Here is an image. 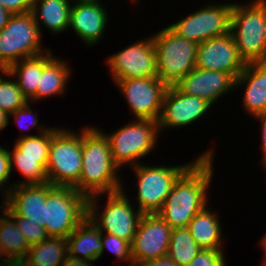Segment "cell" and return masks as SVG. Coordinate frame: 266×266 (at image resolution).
<instances>
[{
  "instance_id": "6da1fadb",
  "label": "cell",
  "mask_w": 266,
  "mask_h": 266,
  "mask_svg": "<svg viewBox=\"0 0 266 266\" xmlns=\"http://www.w3.org/2000/svg\"><path fill=\"white\" fill-rule=\"evenodd\" d=\"M213 148L198 155L175 181L171 193L158 212L173 228L187 227L191 219L208 201L214 170Z\"/></svg>"
},
{
  "instance_id": "7a4b0ae2",
  "label": "cell",
  "mask_w": 266,
  "mask_h": 266,
  "mask_svg": "<svg viewBox=\"0 0 266 266\" xmlns=\"http://www.w3.org/2000/svg\"><path fill=\"white\" fill-rule=\"evenodd\" d=\"M121 171L113 162L110 143L102 129L82 128V169L79 192L87 198L123 189Z\"/></svg>"
},
{
  "instance_id": "3957f363",
  "label": "cell",
  "mask_w": 266,
  "mask_h": 266,
  "mask_svg": "<svg viewBox=\"0 0 266 266\" xmlns=\"http://www.w3.org/2000/svg\"><path fill=\"white\" fill-rule=\"evenodd\" d=\"M252 1L233 2L231 13L230 32L245 64L266 62V0Z\"/></svg>"
},
{
  "instance_id": "277c9868",
  "label": "cell",
  "mask_w": 266,
  "mask_h": 266,
  "mask_svg": "<svg viewBox=\"0 0 266 266\" xmlns=\"http://www.w3.org/2000/svg\"><path fill=\"white\" fill-rule=\"evenodd\" d=\"M101 195L88 198V217L102 233L115 235L132 244L143 213L138 209L135 210L124 188L106 193L107 200L102 206V211L98 203L101 202L98 201L101 200Z\"/></svg>"
},
{
  "instance_id": "5b68a950",
  "label": "cell",
  "mask_w": 266,
  "mask_h": 266,
  "mask_svg": "<svg viewBox=\"0 0 266 266\" xmlns=\"http://www.w3.org/2000/svg\"><path fill=\"white\" fill-rule=\"evenodd\" d=\"M158 78L168 86L178 83L196 67L199 44L176 34L169 26L152 36Z\"/></svg>"
},
{
  "instance_id": "8992f818",
  "label": "cell",
  "mask_w": 266,
  "mask_h": 266,
  "mask_svg": "<svg viewBox=\"0 0 266 266\" xmlns=\"http://www.w3.org/2000/svg\"><path fill=\"white\" fill-rule=\"evenodd\" d=\"M58 128L51 136L46 166L48 182L53 186H70L79 192L82 169V129L77 133Z\"/></svg>"
},
{
  "instance_id": "52a82bcc",
  "label": "cell",
  "mask_w": 266,
  "mask_h": 266,
  "mask_svg": "<svg viewBox=\"0 0 266 266\" xmlns=\"http://www.w3.org/2000/svg\"><path fill=\"white\" fill-rule=\"evenodd\" d=\"M88 216V198L70 186H53L46 196L45 231L48 237L68 236Z\"/></svg>"
},
{
  "instance_id": "ba28073f",
  "label": "cell",
  "mask_w": 266,
  "mask_h": 266,
  "mask_svg": "<svg viewBox=\"0 0 266 266\" xmlns=\"http://www.w3.org/2000/svg\"><path fill=\"white\" fill-rule=\"evenodd\" d=\"M104 134L110 143L114 164L122 169L126 164L130 167L140 164L139 159L149 155L157 146L160 131L157 121L136 119L113 133Z\"/></svg>"
},
{
  "instance_id": "9c48e42d",
  "label": "cell",
  "mask_w": 266,
  "mask_h": 266,
  "mask_svg": "<svg viewBox=\"0 0 266 266\" xmlns=\"http://www.w3.org/2000/svg\"><path fill=\"white\" fill-rule=\"evenodd\" d=\"M41 39L39 27L31 12L12 14L0 30V66L7 70L24 58L48 51L49 47L43 48Z\"/></svg>"
},
{
  "instance_id": "30bf717a",
  "label": "cell",
  "mask_w": 266,
  "mask_h": 266,
  "mask_svg": "<svg viewBox=\"0 0 266 266\" xmlns=\"http://www.w3.org/2000/svg\"><path fill=\"white\" fill-rule=\"evenodd\" d=\"M177 166L144 165V162L131 167L136 175L137 209L143 214L158 213L171 193L175 181L193 163Z\"/></svg>"
},
{
  "instance_id": "8fae6325",
  "label": "cell",
  "mask_w": 266,
  "mask_h": 266,
  "mask_svg": "<svg viewBox=\"0 0 266 266\" xmlns=\"http://www.w3.org/2000/svg\"><path fill=\"white\" fill-rule=\"evenodd\" d=\"M233 3H209L168 25L176 34L197 44L230 32Z\"/></svg>"
},
{
  "instance_id": "7c38bea8",
  "label": "cell",
  "mask_w": 266,
  "mask_h": 266,
  "mask_svg": "<svg viewBox=\"0 0 266 266\" xmlns=\"http://www.w3.org/2000/svg\"><path fill=\"white\" fill-rule=\"evenodd\" d=\"M112 81L158 77L156 52L150 36L107 57Z\"/></svg>"
},
{
  "instance_id": "4fadbf2b",
  "label": "cell",
  "mask_w": 266,
  "mask_h": 266,
  "mask_svg": "<svg viewBox=\"0 0 266 266\" xmlns=\"http://www.w3.org/2000/svg\"><path fill=\"white\" fill-rule=\"evenodd\" d=\"M135 119L157 121L160 118L168 85L158 77L114 81Z\"/></svg>"
},
{
  "instance_id": "5bb4252c",
  "label": "cell",
  "mask_w": 266,
  "mask_h": 266,
  "mask_svg": "<svg viewBox=\"0 0 266 266\" xmlns=\"http://www.w3.org/2000/svg\"><path fill=\"white\" fill-rule=\"evenodd\" d=\"M212 108L206 100L182 93L175 85L169 86L158 120L159 131L182 128L201 120Z\"/></svg>"
},
{
  "instance_id": "9a60e30c",
  "label": "cell",
  "mask_w": 266,
  "mask_h": 266,
  "mask_svg": "<svg viewBox=\"0 0 266 266\" xmlns=\"http://www.w3.org/2000/svg\"><path fill=\"white\" fill-rule=\"evenodd\" d=\"M172 228L158 213L143 214L131 244L132 259L151 261L168 253Z\"/></svg>"
},
{
  "instance_id": "2e32d148",
  "label": "cell",
  "mask_w": 266,
  "mask_h": 266,
  "mask_svg": "<svg viewBox=\"0 0 266 266\" xmlns=\"http://www.w3.org/2000/svg\"><path fill=\"white\" fill-rule=\"evenodd\" d=\"M245 65L231 32L201 42L198 46V69L226 72L236 80Z\"/></svg>"
},
{
  "instance_id": "e0dca14e",
  "label": "cell",
  "mask_w": 266,
  "mask_h": 266,
  "mask_svg": "<svg viewBox=\"0 0 266 266\" xmlns=\"http://www.w3.org/2000/svg\"><path fill=\"white\" fill-rule=\"evenodd\" d=\"M52 187L49 182L13 186L2 196L0 206L10 216H22L45 227L46 196Z\"/></svg>"
},
{
  "instance_id": "ac0fdd59",
  "label": "cell",
  "mask_w": 266,
  "mask_h": 266,
  "mask_svg": "<svg viewBox=\"0 0 266 266\" xmlns=\"http://www.w3.org/2000/svg\"><path fill=\"white\" fill-rule=\"evenodd\" d=\"M175 86L184 94L202 98L213 105L235 91V79L226 72L194 68L185 75Z\"/></svg>"
},
{
  "instance_id": "d6986e66",
  "label": "cell",
  "mask_w": 266,
  "mask_h": 266,
  "mask_svg": "<svg viewBox=\"0 0 266 266\" xmlns=\"http://www.w3.org/2000/svg\"><path fill=\"white\" fill-rule=\"evenodd\" d=\"M101 2H82L72 4L68 27L82 42L93 47L98 44L107 28L109 14Z\"/></svg>"
},
{
  "instance_id": "ffe728a7",
  "label": "cell",
  "mask_w": 266,
  "mask_h": 266,
  "mask_svg": "<svg viewBox=\"0 0 266 266\" xmlns=\"http://www.w3.org/2000/svg\"><path fill=\"white\" fill-rule=\"evenodd\" d=\"M241 86L243 110L253 118L266 112V62L247 63L235 80V89Z\"/></svg>"
},
{
  "instance_id": "44dd1931",
  "label": "cell",
  "mask_w": 266,
  "mask_h": 266,
  "mask_svg": "<svg viewBox=\"0 0 266 266\" xmlns=\"http://www.w3.org/2000/svg\"><path fill=\"white\" fill-rule=\"evenodd\" d=\"M102 232L87 216L68 236V255L74 258L95 262L102 256Z\"/></svg>"
},
{
  "instance_id": "7402d4cb",
  "label": "cell",
  "mask_w": 266,
  "mask_h": 266,
  "mask_svg": "<svg viewBox=\"0 0 266 266\" xmlns=\"http://www.w3.org/2000/svg\"><path fill=\"white\" fill-rule=\"evenodd\" d=\"M211 209L206 205L191 219L187 228L202 249H223L224 235L221 222L218 213L214 208Z\"/></svg>"
},
{
  "instance_id": "603a6c76",
  "label": "cell",
  "mask_w": 266,
  "mask_h": 266,
  "mask_svg": "<svg viewBox=\"0 0 266 266\" xmlns=\"http://www.w3.org/2000/svg\"><path fill=\"white\" fill-rule=\"evenodd\" d=\"M71 68L66 60L54 56L43 68L36 94L29 101H39L49 97L64 95ZM69 79V80H68Z\"/></svg>"
},
{
  "instance_id": "cb8c5ba5",
  "label": "cell",
  "mask_w": 266,
  "mask_h": 266,
  "mask_svg": "<svg viewBox=\"0 0 266 266\" xmlns=\"http://www.w3.org/2000/svg\"><path fill=\"white\" fill-rule=\"evenodd\" d=\"M72 3L68 0H33L31 13L42 35V26L53 34L63 33L69 29V13ZM41 21V22H40Z\"/></svg>"
},
{
  "instance_id": "d4e9b609",
  "label": "cell",
  "mask_w": 266,
  "mask_h": 266,
  "mask_svg": "<svg viewBox=\"0 0 266 266\" xmlns=\"http://www.w3.org/2000/svg\"><path fill=\"white\" fill-rule=\"evenodd\" d=\"M53 57L54 54L49 49L40 55L24 58L7 69L28 100L36 94L42 70Z\"/></svg>"
},
{
  "instance_id": "484cf974",
  "label": "cell",
  "mask_w": 266,
  "mask_h": 266,
  "mask_svg": "<svg viewBox=\"0 0 266 266\" xmlns=\"http://www.w3.org/2000/svg\"><path fill=\"white\" fill-rule=\"evenodd\" d=\"M68 256L67 238L47 237L44 241L30 246L25 266H60Z\"/></svg>"
},
{
  "instance_id": "4316f807",
  "label": "cell",
  "mask_w": 266,
  "mask_h": 266,
  "mask_svg": "<svg viewBox=\"0 0 266 266\" xmlns=\"http://www.w3.org/2000/svg\"><path fill=\"white\" fill-rule=\"evenodd\" d=\"M10 155V172L17 169L25 180L12 182L13 186L45 184L48 182L46 166L49 157L20 156V150L14 145L13 150H8ZM16 183V184H15Z\"/></svg>"
},
{
  "instance_id": "83f0119b",
  "label": "cell",
  "mask_w": 266,
  "mask_h": 266,
  "mask_svg": "<svg viewBox=\"0 0 266 266\" xmlns=\"http://www.w3.org/2000/svg\"><path fill=\"white\" fill-rule=\"evenodd\" d=\"M0 246L10 258L24 260L30 249L15 220L0 206Z\"/></svg>"
},
{
  "instance_id": "f1b7e54d",
  "label": "cell",
  "mask_w": 266,
  "mask_h": 266,
  "mask_svg": "<svg viewBox=\"0 0 266 266\" xmlns=\"http://www.w3.org/2000/svg\"><path fill=\"white\" fill-rule=\"evenodd\" d=\"M201 250L187 227L172 229L167 256L178 266H189Z\"/></svg>"
},
{
  "instance_id": "f546056e",
  "label": "cell",
  "mask_w": 266,
  "mask_h": 266,
  "mask_svg": "<svg viewBox=\"0 0 266 266\" xmlns=\"http://www.w3.org/2000/svg\"><path fill=\"white\" fill-rule=\"evenodd\" d=\"M54 127H50L47 131L37 135L29 133L26 135L20 134L14 144L20 150V156L49 157L51 136L59 128Z\"/></svg>"
},
{
  "instance_id": "4dcf8cb0",
  "label": "cell",
  "mask_w": 266,
  "mask_h": 266,
  "mask_svg": "<svg viewBox=\"0 0 266 266\" xmlns=\"http://www.w3.org/2000/svg\"><path fill=\"white\" fill-rule=\"evenodd\" d=\"M8 76V78L6 77ZM5 77V78H4ZM12 80H11V78ZM28 98L22 93L21 89L13 76L7 70L0 75V109L10 115L16 109L25 106Z\"/></svg>"
},
{
  "instance_id": "1f68e13d",
  "label": "cell",
  "mask_w": 266,
  "mask_h": 266,
  "mask_svg": "<svg viewBox=\"0 0 266 266\" xmlns=\"http://www.w3.org/2000/svg\"><path fill=\"white\" fill-rule=\"evenodd\" d=\"M102 255L106 250L110 251L118 260L129 262L132 259L131 256V244L124 239L118 238L115 235L102 233Z\"/></svg>"
},
{
  "instance_id": "d6a6232c",
  "label": "cell",
  "mask_w": 266,
  "mask_h": 266,
  "mask_svg": "<svg viewBox=\"0 0 266 266\" xmlns=\"http://www.w3.org/2000/svg\"><path fill=\"white\" fill-rule=\"evenodd\" d=\"M11 217L15 220L18 229L25 237L29 246L36 245L44 241L48 237L45 231V227H42L37 223H33V221H30L29 219L22 216Z\"/></svg>"
},
{
  "instance_id": "836d02e7",
  "label": "cell",
  "mask_w": 266,
  "mask_h": 266,
  "mask_svg": "<svg viewBox=\"0 0 266 266\" xmlns=\"http://www.w3.org/2000/svg\"><path fill=\"white\" fill-rule=\"evenodd\" d=\"M29 104L30 102H28L25 106H22L21 108L16 109L13 113L9 115V120L13 117L14 121L18 124L20 130L22 129L24 131L25 130L27 131V128L30 129L32 127H35L38 130L37 134L47 131L50 128V126L44 127L43 125L38 124L39 123L38 115L33 112L34 110L33 108H31ZM25 119H28L27 121L29 122L28 124H23L26 122ZM25 125H26V128H25Z\"/></svg>"
},
{
  "instance_id": "e575fe53",
  "label": "cell",
  "mask_w": 266,
  "mask_h": 266,
  "mask_svg": "<svg viewBox=\"0 0 266 266\" xmlns=\"http://www.w3.org/2000/svg\"><path fill=\"white\" fill-rule=\"evenodd\" d=\"M223 252V249H202L189 266H226Z\"/></svg>"
},
{
  "instance_id": "d590c367",
  "label": "cell",
  "mask_w": 266,
  "mask_h": 266,
  "mask_svg": "<svg viewBox=\"0 0 266 266\" xmlns=\"http://www.w3.org/2000/svg\"><path fill=\"white\" fill-rule=\"evenodd\" d=\"M10 155L7 148L0 145V191L3 196L5 192L13 187V185L7 182L10 181ZM7 183V184H6ZM5 186V187H4ZM6 189V190H5Z\"/></svg>"
},
{
  "instance_id": "8d00e7d4",
  "label": "cell",
  "mask_w": 266,
  "mask_h": 266,
  "mask_svg": "<svg viewBox=\"0 0 266 266\" xmlns=\"http://www.w3.org/2000/svg\"><path fill=\"white\" fill-rule=\"evenodd\" d=\"M1 5L11 14L31 12L33 0H0Z\"/></svg>"
},
{
  "instance_id": "74e56055",
  "label": "cell",
  "mask_w": 266,
  "mask_h": 266,
  "mask_svg": "<svg viewBox=\"0 0 266 266\" xmlns=\"http://www.w3.org/2000/svg\"><path fill=\"white\" fill-rule=\"evenodd\" d=\"M253 119H256L257 121L261 122V148H262V153H263V157L261 162L266 160V112L259 114L257 116H255Z\"/></svg>"
},
{
  "instance_id": "f35d334b",
  "label": "cell",
  "mask_w": 266,
  "mask_h": 266,
  "mask_svg": "<svg viewBox=\"0 0 266 266\" xmlns=\"http://www.w3.org/2000/svg\"><path fill=\"white\" fill-rule=\"evenodd\" d=\"M60 266H93V263L68 255Z\"/></svg>"
},
{
  "instance_id": "ab89813d",
  "label": "cell",
  "mask_w": 266,
  "mask_h": 266,
  "mask_svg": "<svg viewBox=\"0 0 266 266\" xmlns=\"http://www.w3.org/2000/svg\"><path fill=\"white\" fill-rule=\"evenodd\" d=\"M149 266H178L172 259H170L167 255L163 257H159L157 259L147 261Z\"/></svg>"
},
{
  "instance_id": "60d3db41",
  "label": "cell",
  "mask_w": 266,
  "mask_h": 266,
  "mask_svg": "<svg viewBox=\"0 0 266 266\" xmlns=\"http://www.w3.org/2000/svg\"><path fill=\"white\" fill-rule=\"evenodd\" d=\"M11 15L12 14L7 11L0 3V30L5 27Z\"/></svg>"
},
{
  "instance_id": "b9f144b4",
  "label": "cell",
  "mask_w": 266,
  "mask_h": 266,
  "mask_svg": "<svg viewBox=\"0 0 266 266\" xmlns=\"http://www.w3.org/2000/svg\"><path fill=\"white\" fill-rule=\"evenodd\" d=\"M9 122V115L0 109V132L7 128Z\"/></svg>"
},
{
  "instance_id": "7bdbcfd3",
  "label": "cell",
  "mask_w": 266,
  "mask_h": 266,
  "mask_svg": "<svg viewBox=\"0 0 266 266\" xmlns=\"http://www.w3.org/2000/svg\"><path fill=\"white\" fill-rule=\"evenodd\" d=\"M0 266H25V264L24 260L10 258L5 263H2Z\"/></svg>"
},
{
  "instance_id": "ee69618b",
  "label": "cell",
  "mask_w": 266,
  "mask_h": 266,
  "mask_svg": "<svg viewBox=\"0 0 266 266\" xmlns=\"http://www.w3.org/2000/svg\"><path fill=\"white\" fill-rule=\"evenodd\" d=\"M260 243H261L260 245H261V247L263 249L262 251H264V254H265V255H263L264 257H263V261L261 263L262 264L261 266H266V232L263 235V237L261 238Z\"/></svg>"
},
{
  "instance_id": "f6af8a7d",
  "label": "cell",
  "mask_w": 266,
  "mask_h": 266,
  "mask_svg": "<svg viewBox=\"0 0 266 266\" xmlns=\"http://www.w3.org/2000/svg\"><path fill=\"white\" fill-rule=\"evenodd\" d=\"M128 266H149L148 262L131 259Z\"/></svg>"
},
{
  "instance_id": "bcb514c9",
  "label": "cell",
  "mask_w": 266,
  "mask_h": 266,
  "mask_svg": "<svg viewBox=\"0 0 266 266\" xmlns=\"http://www.w3.org/2000/svg\"><path fill=\"white\" fill-rule=\"evenodd\" d=\"M10 257L4 252L3 248L0 246V265L5 263Z\"/></svg>"
},
{
  "instance_id": "7dc6e473",
  "label": "cell",
  "mask_w": 266,
  "mask_h": 266,
  "mask_svg": "<svg viewBox=\"0 0 266 266\" xmlns=\"http://www.w3.org/2000/svg\"><path fill=\"white\" fill-rule=\"evenodd\" d=\"M70 3L73 2L75 3H82V2H101V0H68Z\"/></svg>"
},
{
  "instance_id": "c3c4849f",
  "label": "cell",
  "mask_w": 266,
  "mask_h": 266,
  "mask_svg": "<svg viewBox=\"0 0 266 266\" xmlns=\"http://www.w3.org/2000/svg\"><path fill=\"white\" fill-rule=\"evenodd\" d=\"M6 71V69L3 67V66H0V75L3 73V72H5Z\"/></svg>"
},
{
  "instance_id": "681fc988",
  "label": "cell",
  "mask_w": 266,
  "mask_h": 266,
  "mask_svg": "<svg viewBox=\"0 0 266 266\" xmlns=\"http://www.w3.org/2000/svg\"><path fill=\"white\" fill-rule=\"evenodd\" d=\"M261 164H263L264 165V167L266 166V160L265 161H263V162H260ZM266 168V167H265Z\"/></svg>"
}]
</instances>
